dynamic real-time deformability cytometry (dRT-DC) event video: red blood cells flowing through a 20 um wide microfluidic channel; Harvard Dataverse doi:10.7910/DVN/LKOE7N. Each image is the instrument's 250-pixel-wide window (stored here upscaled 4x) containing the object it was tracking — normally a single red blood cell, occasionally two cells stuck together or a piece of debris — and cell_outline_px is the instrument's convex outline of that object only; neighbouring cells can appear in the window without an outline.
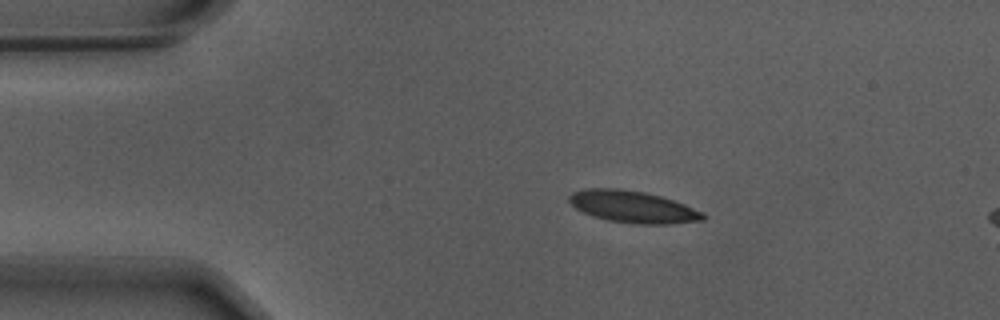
{"species": "Egyptian fruit bat (a non-hibernating species)", "species_latin": "Rousettus aegyptiacus", "temperature_condition": "warm", "stored_images_in_passage": 47, "segment_of_instrument_passage": [1, 2], "camera_frame_rate_fps": 3000, "um_per_image_px": 0.085, "animal": {"sex": "male"}, "frame": {"image": 1, "passage_image": 1, "time_ms": 0.0, "image_size_px": [1000, 320], "cell_outline_px": [[708, 216], [704, 220], [668, 224], [636, 224], [608, 220], [592, 216], [576, 208], [568, 200], [568, 196], [572, 192], [588, 188], [620, 188], [644, 192], [660, 196], [684, 204], [704, 212]], "centroid_in_image_um": [53.81, 17.58], "position_along_channel_um": 31.2, "area_um2": 24.91}}
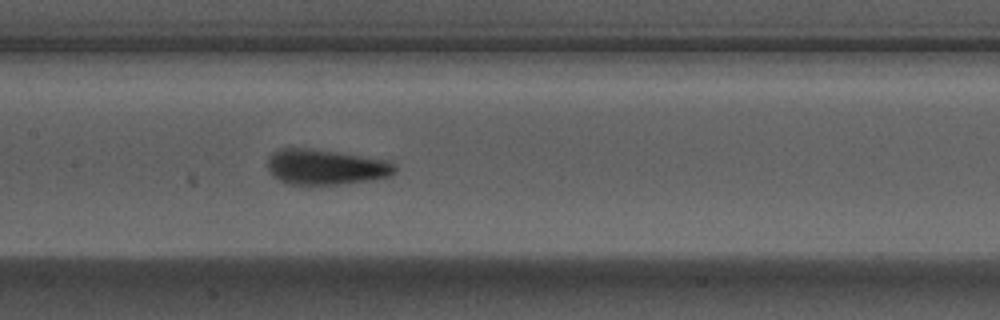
{"frame": {"image": 2, "passage_image": 17, "time_ms": 5.333, "image_size_px": [1000, 320], "cell_outline_px": [[396, 172], [392, 176], [376, 180], [308, 188], [304, 188], [288, 184], [272, 176], [268, 172], [268, 156], [272, 152], [280, 148], [308, 148], [336, 152], [388, 160], [396, 164]], "centroid_in_image_um": [27.67, 14.25], "position_along_channel_um": 179.7, "area_um2": 27.4}}
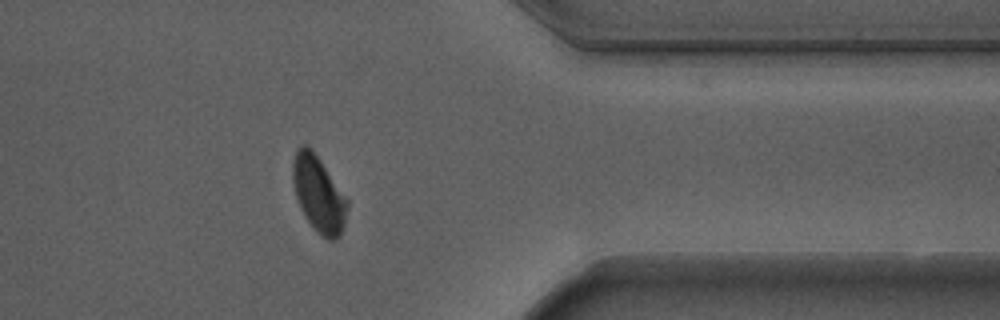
{"frame": {"image": 3, "passage_image": 35, "time_ms": 11.333, "image_size_px": [1000, 320], "cell_outline_px": [[348, 208], [344, 224], [340, 236], [336, 240], [328, 240], [308, 220], [300, 208], [296, 196], [292, 180], [292, 164], [296, 152], [304, 144], [320, 160], [348, 200]], "centroid_in_image_um": [27.09, 16.52], "position_along_channel_um": 384.3, "area_um2": 23.41}}